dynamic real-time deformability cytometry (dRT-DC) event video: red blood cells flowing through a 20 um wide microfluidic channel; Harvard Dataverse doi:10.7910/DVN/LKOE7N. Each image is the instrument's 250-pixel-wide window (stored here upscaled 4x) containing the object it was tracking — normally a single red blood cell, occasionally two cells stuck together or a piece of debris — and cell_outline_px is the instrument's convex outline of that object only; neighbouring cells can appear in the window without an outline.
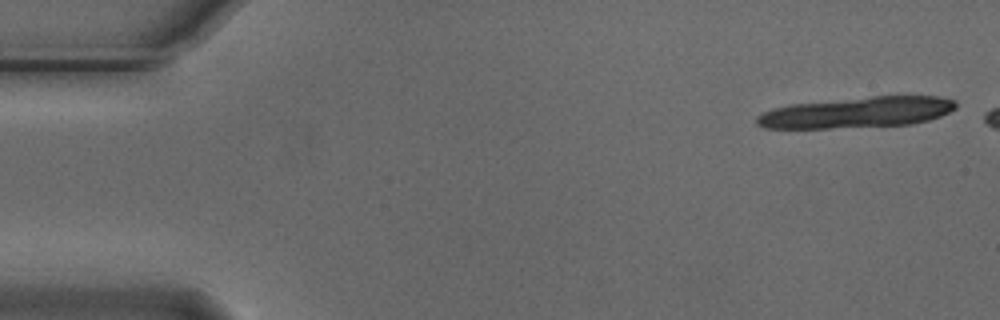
{"species": "Egyptian fruit bat (a non-hibernating species)", "species_latin": "Rousettus aegyptiacus", "temperature_condition": "cold", "stored_images_in_passage": 7, "camera_frame_rate_fps": 3000, "um_per_image_px": 0.085, "animal": {"sex": "male"}, "frame": {"image": 1, "passage_image": 2, "time_ms": 0.333, "image_size_px": [1000, 320], "cell_outline_px": [[956, 108], [940, 116], [928, 120], [912, 124], [828, 128], [764, 128], [756, 124], [756, 116], [760, 112], [772, 108], [792, 104], [872, 96], [936, 96], [956, 100]], "centroid_in_image_um": [72.81, 9.55], "position_along_channel_um": 12.2, "area_um2": 35.72}}